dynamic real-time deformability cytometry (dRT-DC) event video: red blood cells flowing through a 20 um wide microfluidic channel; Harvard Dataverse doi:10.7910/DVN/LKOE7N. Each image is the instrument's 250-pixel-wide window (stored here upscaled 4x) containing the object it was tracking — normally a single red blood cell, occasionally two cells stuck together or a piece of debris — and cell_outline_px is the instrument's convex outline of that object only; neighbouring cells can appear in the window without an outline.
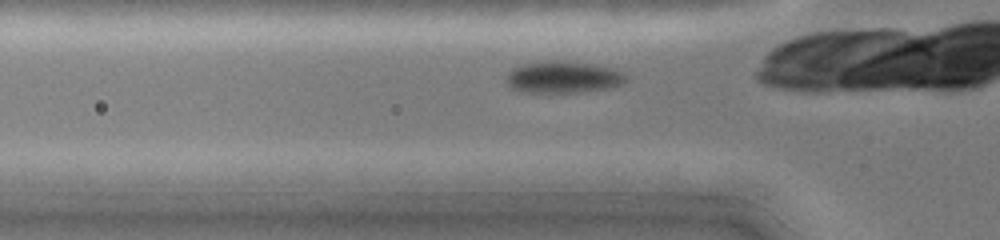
{"species": "common noctule bat (a hibernating species)", "species_latin": "Nyctalus noctula", "temperature_condition": "cold", "stored_images_in_passage": 24, "camera_frame_rate_fps": 3000, "um_per_image_px": 0.085, "animal": {"sex": "female", "body_mass_g": 19.0, "forearm_length_mm": 51.5}, "frame": {"image": 1, "passage_image": 2, "time_ms": 0.333, "image_size_px": [1000, 240], "cell_outline_px": [[628, 80], [624, 84], [612, 88], [580, 92], [520, 92], [508, 88], [504, 80], [508, 72], [512, 68], [524, 64], [552, 60], [560, 60], [592, 64], [612, 68], [624, 72], [628, 76]], "centroid_in_image_um": [47.87, 6.57], "position_along_channel_um": 77.9, "area_um2": 22.72}}
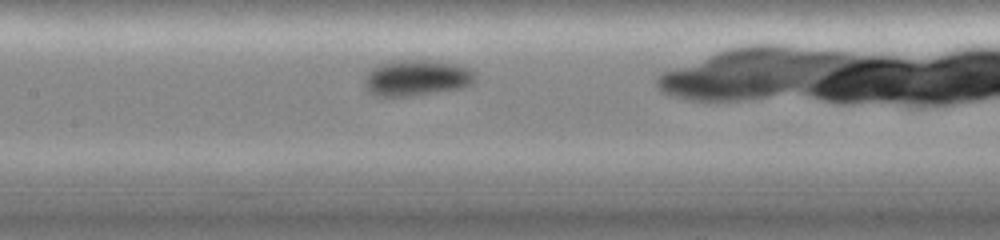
{"frame": {"image": 2, "passage_image": 9, "time_ms": 2.667, "image_size_px": [1000, 240], "cell_outline_px": [[476, 80], [472, 84], [464, 88], [408, 96], [376, 96], [368, 92], [364, 84], [364, 76], [372, 68], [380, 64], [404, 60], [432, 60], [464, 64], [472, 68], [476, 72]], "centroid_in_image_um": [35.49, 6.61], "position_along_channel_um": 171.9, "area_um2": 23.7}}
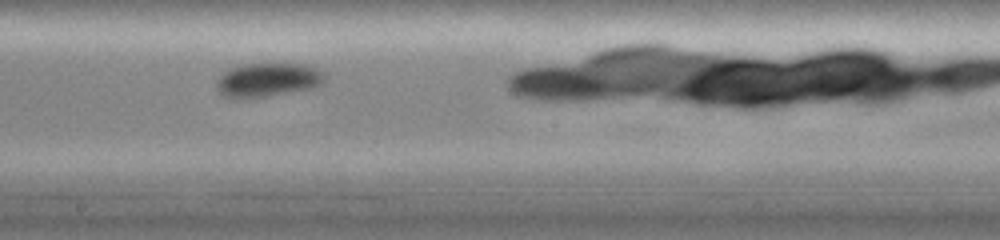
{"frame": {"image": 3, "passage_image": 13, "time_ms": 4.0, "image_size_px": [1000, 240], "cell_outline_px": [[328, 76], [320, 84], [308, 88], [264, 96], [224, 96], [216, 88], [216, 80], [224, 72], [232, 68], [244, 64], [308, 64], [324, 72]], "centroid_in_image_um": [22.79, 6.74], "position_along_channel_um": 225.4, "area_um2": 20.63}}